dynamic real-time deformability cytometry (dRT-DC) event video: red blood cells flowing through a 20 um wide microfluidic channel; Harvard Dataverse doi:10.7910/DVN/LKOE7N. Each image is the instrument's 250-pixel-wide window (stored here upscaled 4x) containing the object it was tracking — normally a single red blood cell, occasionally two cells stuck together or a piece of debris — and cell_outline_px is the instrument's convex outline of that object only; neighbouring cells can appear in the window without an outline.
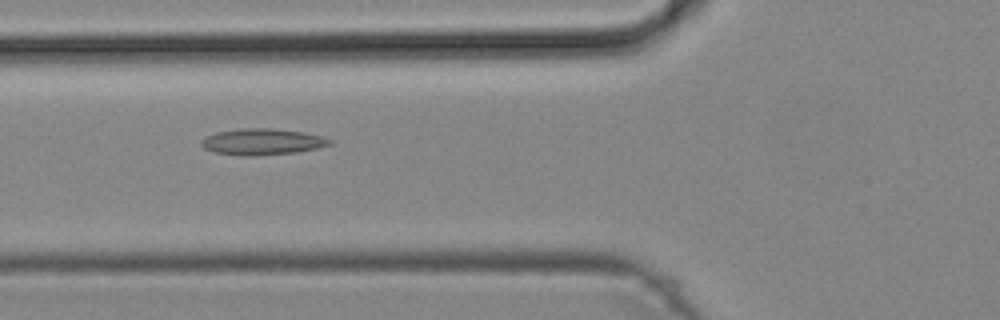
{"species": "common noctule bat (a hibernating species)", "species_latin": "Nyctalus noctula", "temperature_condition": "cold", "stored_images_in_passage": 47, "camera_frame_rate_fps": 3000, "um_per_image_px": 0.085, "animal": {"sex": "male", "body_mass_g": 19.2, "forearm_length_mm": 51.8}, "frame": {"image": 1, "passage_image": 17, "time_ms": 5.333, "image_size_px": [1000, 320], "cell_outline_px": [[332, 144], [316, 148], [296, 152], [256, 156], [244, 156], [212, 152], [204, 148], [200, 144], [200, 140], [216, 132], [240, 128], [272, 128], [304, 132], [324, 136], [332, 140]], "centroid_in_image_um": [22.28, 12.05], "position_along_channel_um": 103.5, "area_um2": 19.83}}
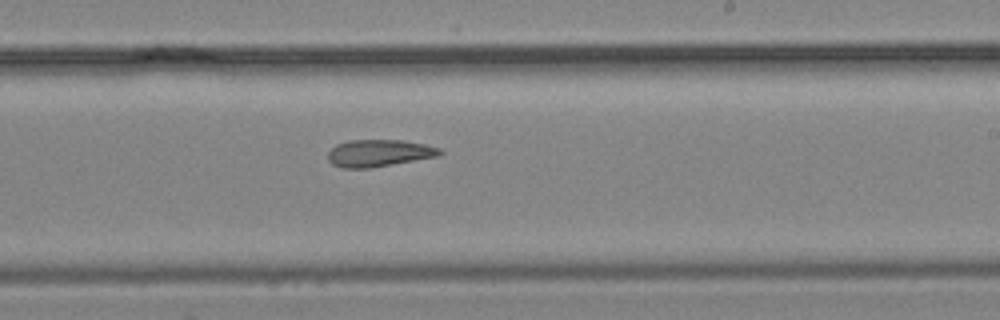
{"frame": {"image": 2, "passage_image": 28, "time_ms": 9.0, "image_size_px": [1000, 320], "cell_outline_px": [[444, 152], [440, 156], [372, 168], [340, 168], [332, 164], [328, 160], [328, 152], [336, 144], [348, 140], [404, 140], [424, 144], [440, 148]], "centroid_in_image_um": [32.22, 13.02], "position_along_channel_um": 256.8, "area_um2": 17.92}}
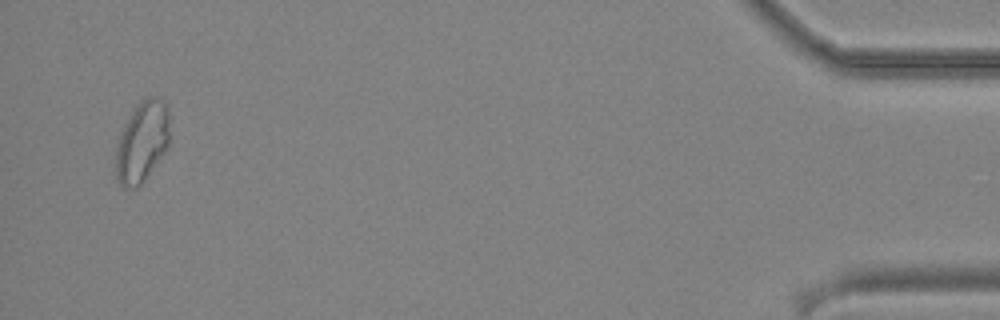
{"frame": {"image": 3, "passage_image": 46, "time_ms": 15.0, "image_size_px": [1000, 320], "cell_outline_px": [[168, 148], [144, 180], [136, 188], [124, 188], [120, 184], [116, 176], [116, 144], [136, 104], [140, 100], [148, 96], [156, 96], [164, 100], [168, 104]], "centroid_in_image_um": [12.09, 12.03], "position_along_channel_um": 423.1, "area_um2": 25.26}}